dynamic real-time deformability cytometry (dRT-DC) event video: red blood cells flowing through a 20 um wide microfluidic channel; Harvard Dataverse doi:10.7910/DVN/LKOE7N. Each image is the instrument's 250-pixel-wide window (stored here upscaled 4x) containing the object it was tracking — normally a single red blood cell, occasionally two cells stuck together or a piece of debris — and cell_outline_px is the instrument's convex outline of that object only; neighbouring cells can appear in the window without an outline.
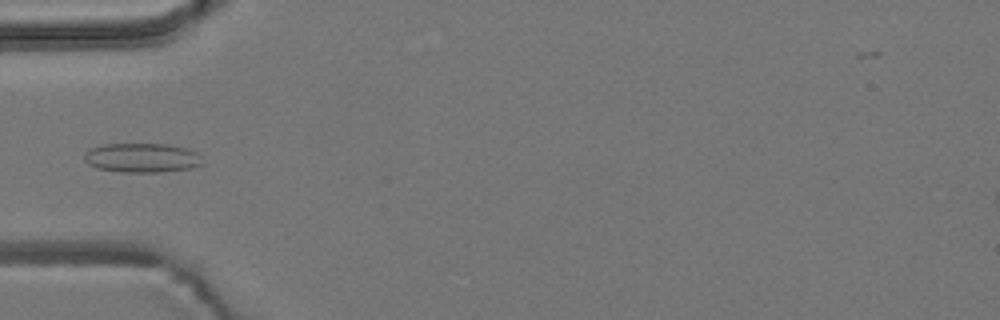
{"species": "common noctule bat (a hibernating species)", "species_latin": "Nyctalus noctula", "temperature_condition": "room temperature", "stored_images_in_passage": 5, "camera_frame_rate_fps": 3000, "um_per_image_px": 0.085, "animal": {"sex": "male", "body_mass_g": 19.2, "forearm_length_mm": 51.8}, "frame": {"image": 1, "passage_image": 5, "time_ms": 1.333, "image_size_px": [1000, 320], "cell_outline_px": [[204, 164], [192, 168], [160, 172], [124, 172], [96, 168], [88, 164], [84, 160], [84, 152], [88, 148], [104, 144], [168, 144], [188, 148], [196, 152]], "centroid_in_image_um": [12.05, 13.41], "position_along_channel_um": 73.0, "area_um2": 20.4}}